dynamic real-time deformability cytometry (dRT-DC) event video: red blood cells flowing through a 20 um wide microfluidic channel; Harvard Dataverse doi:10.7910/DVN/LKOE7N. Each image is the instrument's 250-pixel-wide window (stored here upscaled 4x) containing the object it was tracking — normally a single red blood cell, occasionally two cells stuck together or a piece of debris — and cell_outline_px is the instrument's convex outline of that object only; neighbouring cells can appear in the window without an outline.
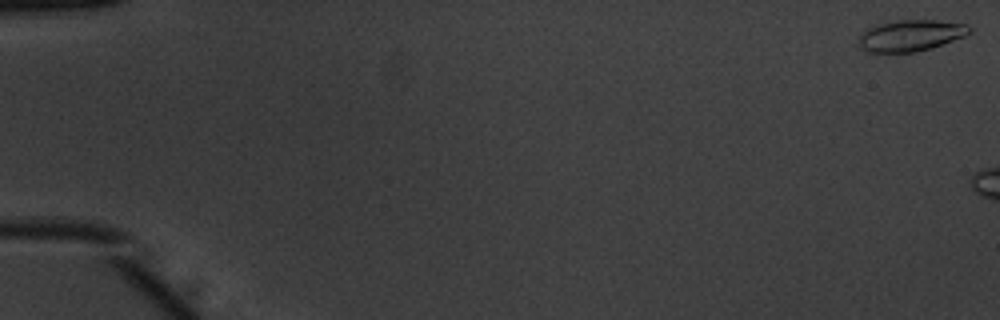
{"species": "common noctule bat (a hibernating species)", "species_latin": "Nyctalus noctula", "temperature_condition": "warm", "stored_images_in_passage": 6, "camera_frame_rate_fps": 3000, "um_per_image_px": 0.085, "animal": {"sex": "male", "body_mass_g": 20.1, "forearm_length_mm": 53.5}, "frame": {"image": 1, "passage_image": 1, "time_ms": 0.0, "image_size_px": [1000, 320], "cell_outline_px": [[972, 32], [964, 36], [932, 48], [916, 52], [864, 52], [856, 44], [856, 40], [860, 32], [876, 24], [896, 20], [936, 20], [968, 24], [972, 28]], "centroid_in_image_um": [77.35, 3.02], "position_along_channel_um": 7.7, "area_um2": 20.69}}